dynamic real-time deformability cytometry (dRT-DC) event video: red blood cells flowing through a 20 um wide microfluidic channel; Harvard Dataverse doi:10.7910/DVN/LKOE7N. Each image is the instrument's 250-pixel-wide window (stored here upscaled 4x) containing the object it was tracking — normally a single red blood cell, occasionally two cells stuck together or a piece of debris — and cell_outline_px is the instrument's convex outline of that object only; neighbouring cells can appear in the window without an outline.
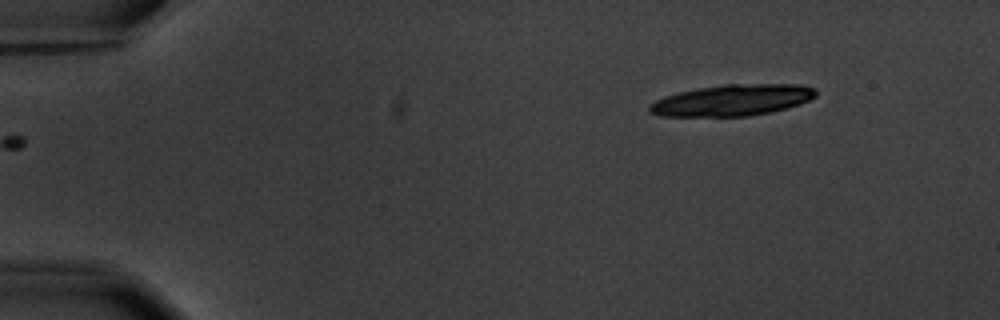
{"species": "common noctule bat (a hibernating species)", "species_latin": "Nyctalus noctula", "temperature_condition": "warm", "stored_images_in_passage": 4, "camera_frame_rate_fps": 3000, "um_per_image_px": 0.085, "animal": {"sex": "male", "body_mass_g": 20.1, "forearm_length_mm": 53.5}, "frame": {"image": 1, "passage_image": 4, "time_ms": 4.333, "image_size_px": [1000, 320], "cell_outline_px": [[816, 96], [800, 104], [768, 112], [748, 116], [660, 116], [652, 112], [648, 108], [648, 104], [664, 96], [676, 92], [724, 84], [800, 84], [816, 88]], "centroid_in_image_um": [62.23, 8.5], "position_along_channel_um": 22.8, "area_um2": 30.23}}